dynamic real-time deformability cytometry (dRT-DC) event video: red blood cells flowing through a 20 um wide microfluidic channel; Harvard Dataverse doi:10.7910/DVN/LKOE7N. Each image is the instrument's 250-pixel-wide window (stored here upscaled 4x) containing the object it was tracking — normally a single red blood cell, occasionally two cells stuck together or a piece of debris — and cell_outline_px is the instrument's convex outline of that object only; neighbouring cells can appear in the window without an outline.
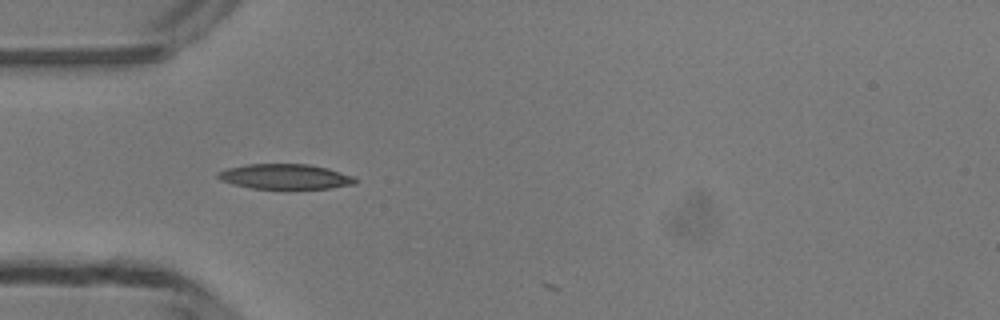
{"species": "common noctule bat (a hibernating species)", "species_latin": "Nyctalus noctula", "temperature_condition": "room temperature", "stored_images_in_passage": 3, "camera_frame_rate_fps": 3000, "um_per_image_px": 0.085, "animal": {"sex": "male", "body_mass_g": 13.3}, "frame": {"image": 1, "passage_image": 1, "time_ms": 0.0, "image_size_px": [1000, 320], "cell_outline_px": [[356, 184], [332, 188], [288, 192], [252, 188], [220, 180], [216, 176], [220, 172], [228, 168], [248, 164], [308, 164], [328, 168], [352, 176], [356, 180]], "centroid_in_image_um": [24.29, 15.06], "position_along_channel_um": 60.7, "area_um2": 20.87}}